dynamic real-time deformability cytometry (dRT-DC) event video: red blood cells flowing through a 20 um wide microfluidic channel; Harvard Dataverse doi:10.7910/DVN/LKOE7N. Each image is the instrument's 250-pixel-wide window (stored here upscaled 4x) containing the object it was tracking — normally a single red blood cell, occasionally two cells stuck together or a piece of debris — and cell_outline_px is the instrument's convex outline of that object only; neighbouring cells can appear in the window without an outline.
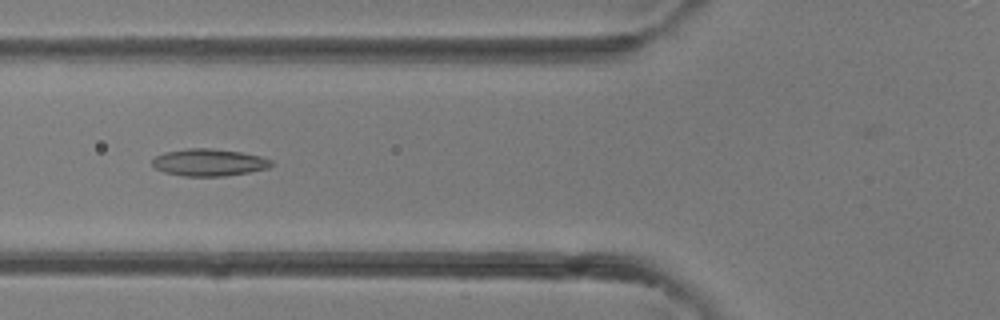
{"species": "common noctule bat (a hibernating species)", "species_latin": "Nyctalus noctula", "temperature_condition": "room temperature", "stored_images_in_passage": 30, "camera_frame_rate_fps": 3000, "um_per_image_px": 0.085, "animal": {"sex": "female"}, "frame": {"image": 1, "passage_image": 6, "time_ms": 1.667, "image_size_px": [1000, 320], "cell_outline_px": [[272, 164], [268, 168], [248, 172], [224, 176], [184, 176], [164, 172], [156, 168], [152, 164], [152, 160], [156, 156], [164, 152], [188, 148], [208, 148], [240, 152], [260, 156], [272, 160]], "centroid_in_image_um": [17.74, 13.8], "position_along_channel_um": 108.1, "area_um2": 18.67}}
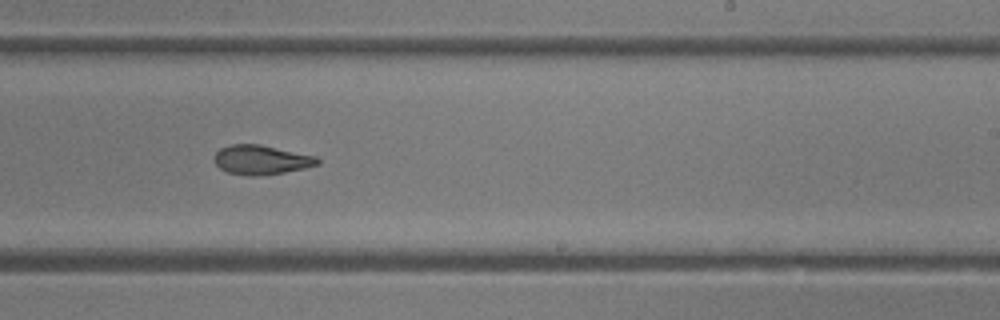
{"frame": {"image": 2, "passage_image": 15, "time_ms": 4.667, "image_size_px": [1000, 320], "cell_outline_px": [[320, 164], [304, 168], [284, 172], [260, 176], [252, 176], [228, 172], [220, 168], [212, 160], [212, 156], [220, 148], [232, 144], [260, 144], [316, 156], [320, 160]], "centroid_in_image_um": [22.18, 13.58], "position_along_channel_um": 266.8, "area_um2": 17.74}}
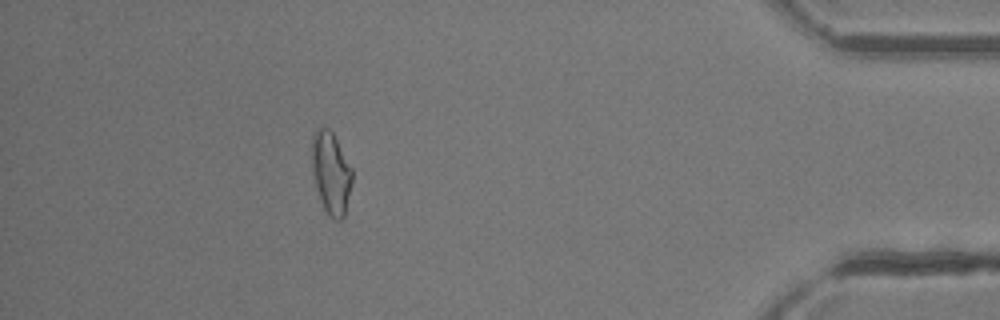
{"frame": {"image": 3, "passage_image": 26, "time_ms": 8.333, "image_size_px": [1000, 320], "cell_outline_px": [[352, 184], [344, 216], [340, 220], [336, 220], [328, 216], [320, 200], [316, 188], [312, 172], [312, 136], [316, 128], [328, 128], [332, 132], [352, 168]], "centroid_in_image_um": [28.13, 14.71], "position_along_channel_um": 407.1, "area_um2": 19.31}}